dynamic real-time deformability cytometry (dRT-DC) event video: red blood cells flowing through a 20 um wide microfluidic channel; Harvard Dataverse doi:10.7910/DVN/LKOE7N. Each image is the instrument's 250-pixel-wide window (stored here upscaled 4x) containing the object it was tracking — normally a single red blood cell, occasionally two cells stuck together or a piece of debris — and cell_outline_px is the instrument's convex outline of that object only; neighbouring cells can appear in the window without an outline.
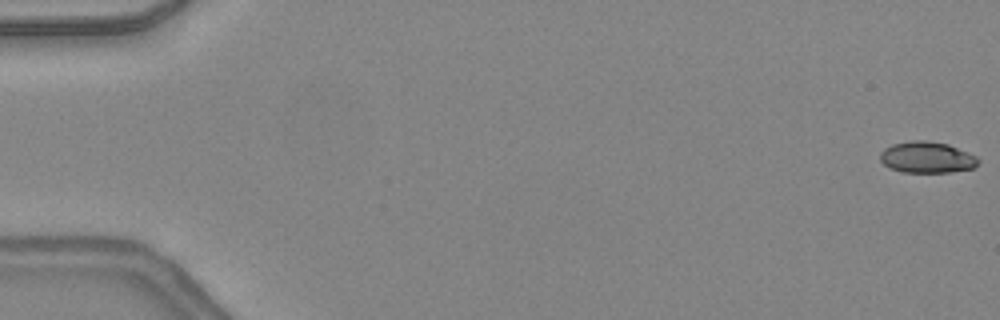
{"species": "common noctule bat (a hibernating species)", "species_latin": "Nyctalus noctula", "temperature_condition": "warm", "stored_images_in_passage": 16, "camera_frame_rate_fps": 3000, "um_per_image_px": 0.085, "animal": {"sex": "female", "body_mass_g": 24.6, "forearm_length_mm": 56.2}, "frame": {"image": 1, "passage_image": 1, "time_ms": 0.0, "image_size_px": [1000, 320], "cell_outline_px": [[980, 160], [972, 168], [948, 172], [904, 172], [888, 168], [880, 160], [880, 152], [884, 148], [892, 144], [912, 140], [928, 140], [948, 144], [976, 156]], "centroid_in_image_um": [78.74, 13.36], "position_along_channel_um": 6.3, "area_um2": 17.86}}